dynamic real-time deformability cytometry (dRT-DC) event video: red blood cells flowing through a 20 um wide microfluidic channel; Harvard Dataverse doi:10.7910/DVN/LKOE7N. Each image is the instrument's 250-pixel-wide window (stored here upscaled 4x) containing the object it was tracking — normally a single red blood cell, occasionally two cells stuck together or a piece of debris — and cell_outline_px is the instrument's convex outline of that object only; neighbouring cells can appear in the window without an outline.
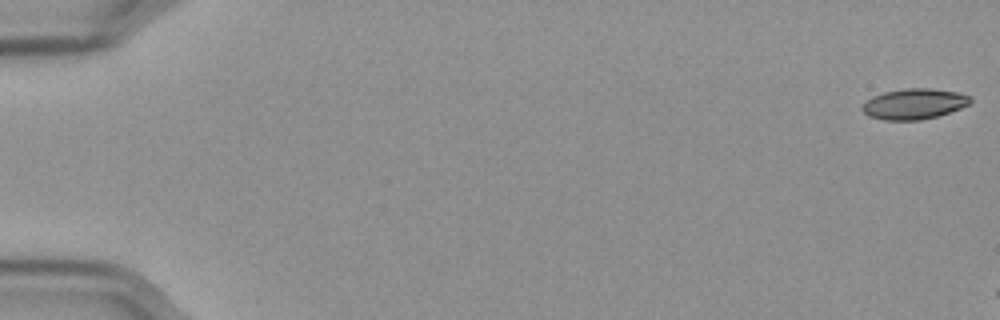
{"species": "Egyptian fruit bat (a non-hibernating species)", "species_latin": "Rousettus aegyptiacus", "temperature_condition": "cold", "stored_images_in_passage": 9, "camera_frame_rate_fps": 3000, "um_per_image_px": 0.085, "frame": {"image": 1, "passage_image": 1, "time_ms": 0.0, "image_size_px": [1000, 320], "cell_outline_px": [[972, 100], [968, 104], [960, 108], [936, 116], [920, 120], [884, 120], [868, 116], [860, 108], [872, 96], [884, 92], [904, 88], [932, 88], [956, 92], [968, 96]], "centroid_in_image_um": [77.66, 8.83], "position_along_channel_um": 7.3, "area_um2": 19.07}}